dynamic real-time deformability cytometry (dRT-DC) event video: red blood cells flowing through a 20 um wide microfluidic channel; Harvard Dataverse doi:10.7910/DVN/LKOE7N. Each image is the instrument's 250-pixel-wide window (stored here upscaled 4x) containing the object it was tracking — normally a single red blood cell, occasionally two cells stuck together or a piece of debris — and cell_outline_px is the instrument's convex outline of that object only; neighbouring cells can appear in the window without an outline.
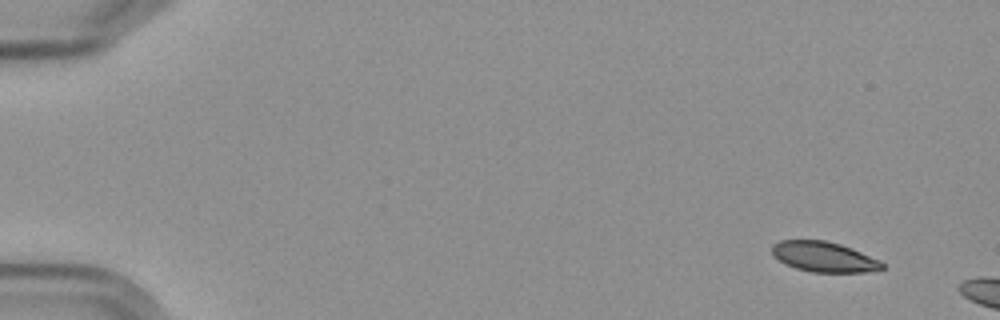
{"species": "Egyptian fruit bat (a non-hibernating species)", "species_latin": "Rousettus aegyptiacus", "temperature_condition": "cold", "stored_images_in_passage": 2, "camera_frame_rate_fps": 3000, "um_per_image_px": 0.085, "frame": {"image": 1, "passage_image": 1, "time_ms": 0.0, "image_size_px": [1000, 320], "cell_outline_px": [[884, 268], [864, 272], [812, 272], [796, 268], [784, 264], [772, 252], [772, 244], [780, 240], [824, 240], [840, 244], [852, 248], [880, 260], [884, 264]], "centroid_in_image_um": [70.03, 21.82], "position_along_channel_um": 15.0, "area_um2": 19.31}}